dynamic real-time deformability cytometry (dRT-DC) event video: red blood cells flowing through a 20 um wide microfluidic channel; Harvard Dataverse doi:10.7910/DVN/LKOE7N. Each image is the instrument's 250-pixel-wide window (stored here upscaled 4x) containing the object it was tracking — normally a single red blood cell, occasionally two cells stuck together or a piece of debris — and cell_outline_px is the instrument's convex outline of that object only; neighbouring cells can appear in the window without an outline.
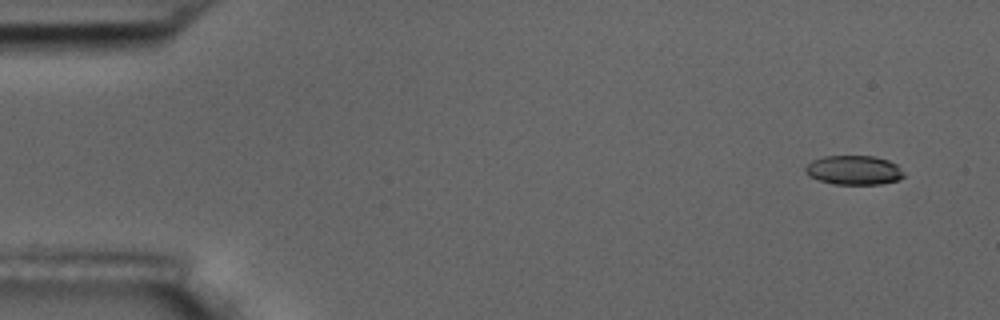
{"species": "common noctule bat (a hibernating species)", "species_latin": "Nyctalus noctula", "temperature_condition": "room temperature", "stored_images_in_passage": 5, "camera_frame_rate_fps": 3000, "um_per_image_px": 0.085, "animal": {"sex": "male", "body_mass_g": 17.5, "forearm_length_mm": 52.3}, "frame": {"image": 1, "passage_image": 1, "time_ms": 0.0, "image_size_px": [1000, 320], "cell_outline_px": [[904, 176], [900, 180], [880, 184], [832, 184], [808, 176], [804, 172], [804, 168], [812, 160], [824, 156], [872, 156], [888, 160], [896, 164], [904, 172]], "centroid_in_image_um": [72.57, 14.46], "position_along_channel_um": 12.4, "area_um2": 16.88}}
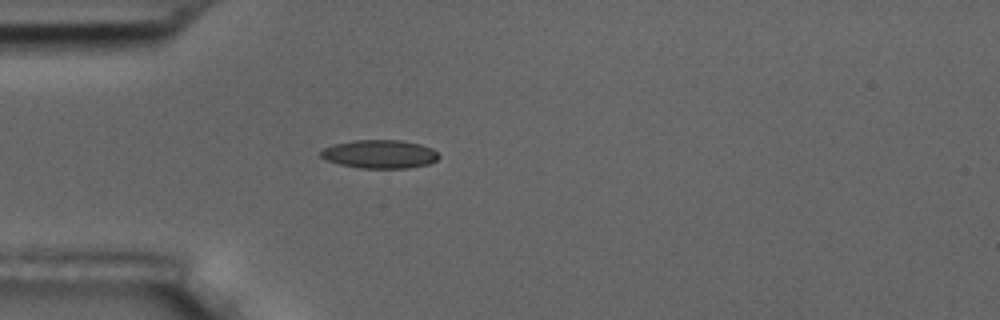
{"frame": {"image": 2, "passage_image": 5, "time_ms": 4.333, "image_size_px": [1000, 320], "cell_outline_px": [[440, 156], [436, 160], [428, 164], [408, 168], [360, 168], [340, 164], [328, 160], [320, 156], [320, 152], [324, 148], [332, 144], [352, 140], [400, 140], [420, 144], [432, 148]], "centroid_in_image_um": [32.27, 13.09], "position_along_channel_um": 52.7, "area_um2": 19.54}}